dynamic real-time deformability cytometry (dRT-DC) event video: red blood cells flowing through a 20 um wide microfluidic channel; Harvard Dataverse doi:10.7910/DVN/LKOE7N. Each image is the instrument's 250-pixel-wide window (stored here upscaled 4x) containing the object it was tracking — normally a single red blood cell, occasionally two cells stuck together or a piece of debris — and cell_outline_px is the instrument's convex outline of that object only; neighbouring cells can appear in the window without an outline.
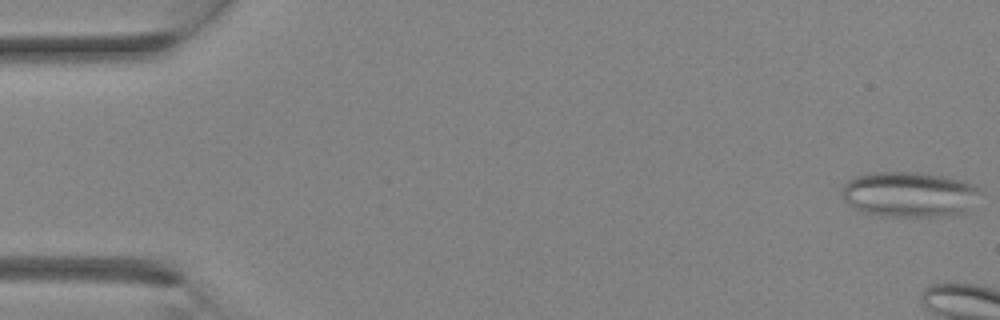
{"species": "Egyptian fruit bat (a non-hibernating species)", "species_latin": "Rousettus aegyptiacus", "temperature_condition": "room temperature", "stored_images_in_passage": 4, "camera_frame_rate_fps": 3000, "um_per_image_px": 0.085, "animal": {"sex": "female"}, "frame": {"image": 1, "passage_image": 1, "time_ms": 0.0, "image_size_px": [1000, 320], "cell_outline_px": [[984, 188], [964, 212], [940, 216], [884, 216], [860, 212], [848, 204], [844, 200], [840, 192], [840, 188], [848, 180], [856, 176], [868, 172], [916, 172], [944, 176], [964, 180], [976, 184]], "centroid_in_image_um": [77.25, 16.5], "position_along_channel_um": 7.7, "area_um2": 36.93}}